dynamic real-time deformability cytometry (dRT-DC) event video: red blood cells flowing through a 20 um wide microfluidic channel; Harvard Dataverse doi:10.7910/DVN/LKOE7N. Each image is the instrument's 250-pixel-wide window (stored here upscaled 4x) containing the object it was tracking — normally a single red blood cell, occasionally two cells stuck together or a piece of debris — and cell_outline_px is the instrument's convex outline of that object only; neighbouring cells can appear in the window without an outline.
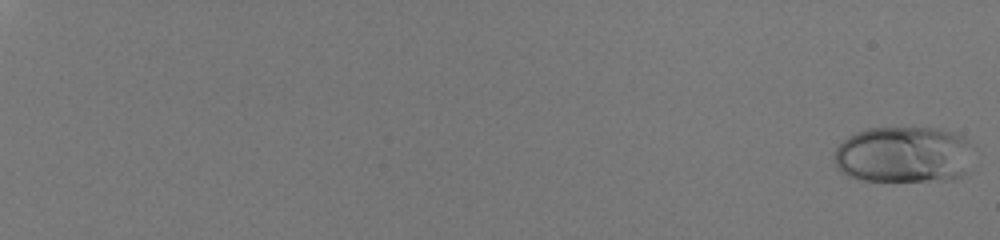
{"species": "human", "species_latin": "Homo sapiens", "temperature_condition": "room temperature", "stored_images_in_passage": 57, "camera_frame_rate_fps": 3000, "um_per_image_px": 0.085, "donor": {"sex": "male"}, "frame": {"image": 1, "passage_image": 1, "time_ms": 0.0, "image_size_px": [1000, 240], "cell_outline_px": [[976, 148], [964, 172], [960, 176], [944, 180], [864, 180], [848, 176], [836, 168], [836, 148], [848, 136], [856, 132], [868, 128], [940, 128], [964, 136]], "centroid_in_image_um": [76.85, 13.12], "position_along_channel_um": 8.1, "area_um2": 45.89}}
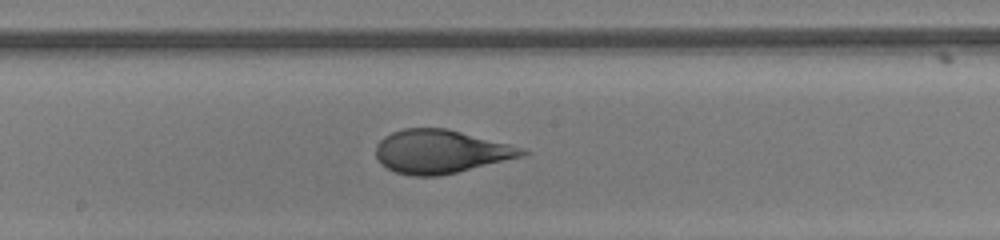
{"frame": {"image": 2, "passage_image": 37, "time_ms": 12.0, "image_size_px": [1000, 240], "cell_outline_px": [[532, 152], [524, 156], [440, 176], [412, 176], [396, 172], [380, 164], [376, 156], [376, 144], [384, 136], [392, 132], [404, 128], [448, 128], [508, 144]], "centroid_in_image_um": [37.43, 12.88], "position_along_channel_um": 210.8, "area_um2": 36.99}}
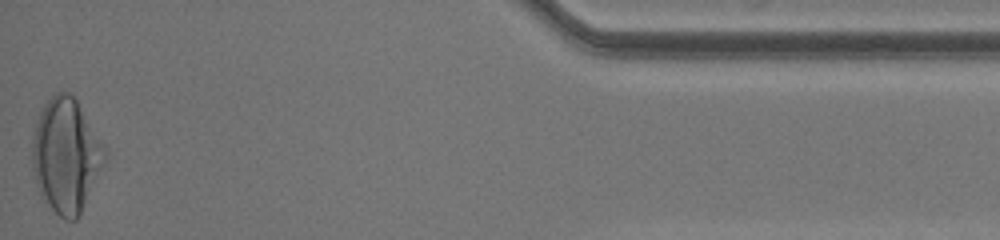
{"frame": {"image": 3, "passage_image": 57, "time_ms": 18.667, "image_size_px": [1000, 240], "cell_outline_px": [[108, 156], [80, 216], [76, 220], [64, 220], [40, 196], [32, 168], [32, 136], [40, 112], [44, 104], [56, 92], [68, 92], [76, 100], [108, 152]], "centroid_in_image_um": [5.61, 13.25], "position_along_channel_um": 429.6, "area_um2": 48.15}, "authors_computed_cell_mechanics": {"area_um2": 40.2288, "velocity_mm_per_s": 4.089, "shape_relaxation_time_tau1_ms": 4.4115, "shape_relaxation_time_tau2_ms": null, "deformation_change_tau1": 0.1854, "deformation_change_tau2": null}}